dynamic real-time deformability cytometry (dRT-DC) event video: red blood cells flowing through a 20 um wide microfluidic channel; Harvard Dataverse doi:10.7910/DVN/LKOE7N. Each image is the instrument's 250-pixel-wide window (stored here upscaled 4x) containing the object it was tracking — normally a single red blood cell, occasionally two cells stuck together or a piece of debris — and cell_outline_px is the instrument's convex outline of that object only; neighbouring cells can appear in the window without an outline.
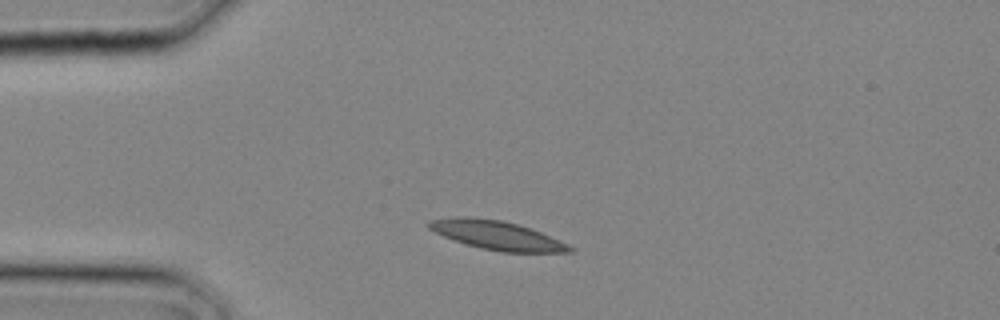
{"species": "common noctule bat (a hibernating species)", "species_latin": "Nyctalus noctula", "temperature_condition": "cold", "stored_images_in_passage": 1, "camera_frame_rate_fps": 3000, "um_per_image_px": 0.085, "animal": {"sex": "male", "body_mass_g": 20.4}, "frame": {"image": 1, "passage_image": 1, "time_ms": 0.0, "image_size_px": [1000, 320], "cell_outline_px": [[576, 248], [572, 252], [500, 252], [480, 248], [444, 236], [428, 228], [424, 224], [428, 220], [456, 216], [468, 216], [500, 220], [516, 224], [540, 232], [568, 244]], "centroid_in_image_um": [42.2, 19.99], "position_along_channel_um": 42.8, "area_um2": 23.52}}